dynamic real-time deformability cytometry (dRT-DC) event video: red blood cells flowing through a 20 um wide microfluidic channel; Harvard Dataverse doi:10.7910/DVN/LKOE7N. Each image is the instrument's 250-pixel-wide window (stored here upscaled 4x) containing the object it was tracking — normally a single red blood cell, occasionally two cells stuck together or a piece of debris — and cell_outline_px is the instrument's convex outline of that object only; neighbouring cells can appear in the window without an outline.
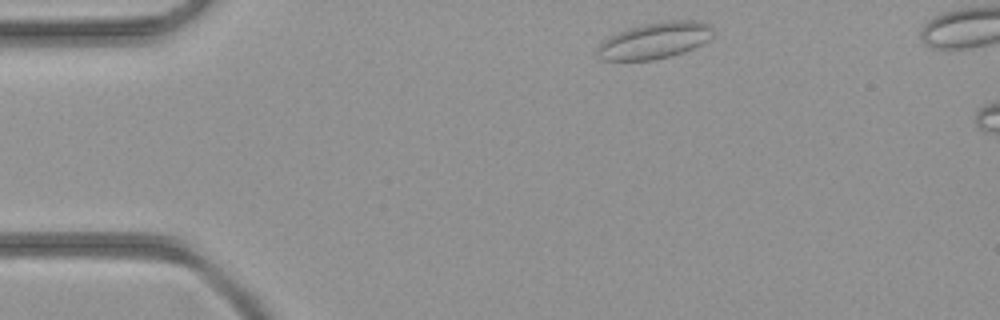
{"species": "common noctule bat (a hibernating species)", "species_latin": "Nyctalus noctula", "temperature_condition": "room temperature", "stored_images_in_passage": 6, "camera_frame_rate_fps": 3000, "um_per_image_px": 0.085, "animal": {"sex": "female", "body_mass_g": 21.9}, "frame": {"image": 1, "passage_image": 2, "time_ms": 0.333, "image_size_px": [1000, 320], "cell_outline_px": [[712, 36], [708, 40], [692, 48], [672, 56], [652, 60], [604, 60], [596, 56], [596, 52], [600, 44], [608, 36], [616, 32], [628, 28], [660, 20], [692, 20], [712, 24]], "centroid_in_image_um": [55.63, 3.43], "position_along_channel_um": 29.4, "area_um2": 24.62}}